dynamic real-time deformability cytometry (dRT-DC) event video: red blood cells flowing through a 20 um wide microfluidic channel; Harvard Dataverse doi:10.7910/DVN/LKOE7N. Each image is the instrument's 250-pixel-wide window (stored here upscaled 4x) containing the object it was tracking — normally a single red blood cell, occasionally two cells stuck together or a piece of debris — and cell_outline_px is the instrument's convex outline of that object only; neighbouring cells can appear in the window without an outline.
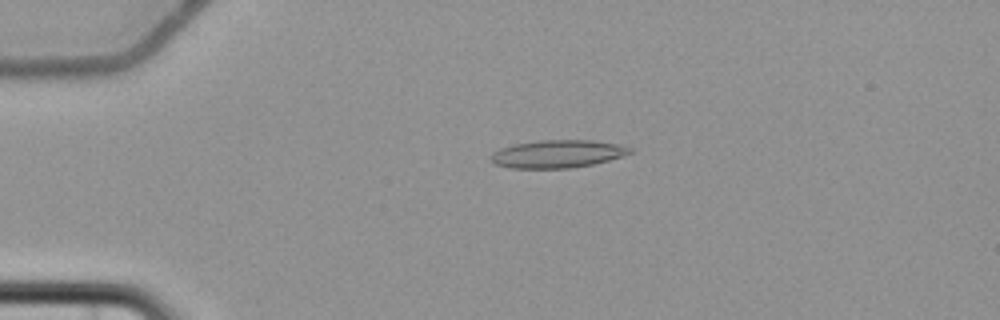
{"species": "common noctule bat (a hibernating species)", "species_latin": "Nyctalus noctula", "temperature_condition": "cold", "stored_images_in_passage": 5, "camera_frame_rate_fps": 3000, "um_per_image_px": 0.085, "animal": {"sex": "female", "body_mass_g": 22.7, "forearm_length_mm": 54.2}, "frame": {"image": 1, "passage_image": 4, "time_ms": 3.667, "image_size_px": [1000, 320], "cell_outline_px": [[632, 152], [608, 160], [592, 164], [572, 168], [512, 168], [492, 164], [492, 152], [500, 148], [516, 144], [540, 140], [592, 140], [616, 144], [632, 148]], "centroid_in_image_um": [47.36, 13.08], "position_along_channel_um": 37.6, "area_um2": 22.31}}